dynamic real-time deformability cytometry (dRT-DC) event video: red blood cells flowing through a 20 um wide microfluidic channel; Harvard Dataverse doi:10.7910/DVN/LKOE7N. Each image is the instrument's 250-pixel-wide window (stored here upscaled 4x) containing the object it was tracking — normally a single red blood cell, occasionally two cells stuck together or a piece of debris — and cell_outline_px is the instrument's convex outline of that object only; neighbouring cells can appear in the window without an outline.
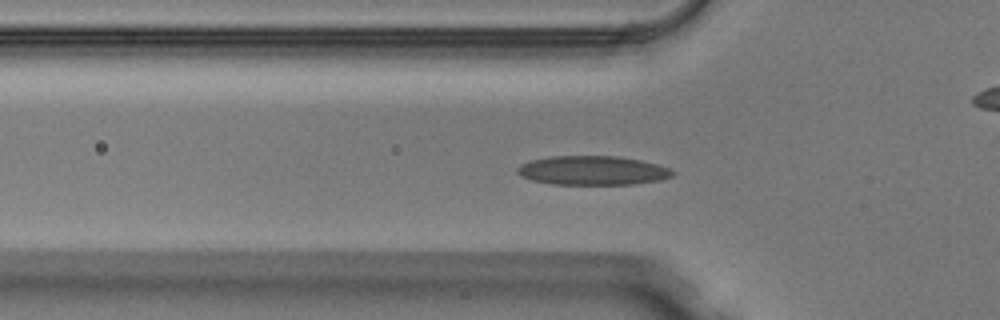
{"species": "Egyptian fruit bat (a non-hibernating species)", "species_latin": "Rousettus aegyptiacus", "temperature_condition": "warm", "stored_images_in_passage": 38, "camera_frame_rate_fps": 3000, "um_per_image_px": 0.085, "animal": {"sex": "male"}, "frame": {"image": 1, "passage_image": 4, "time_ms": 1.0, "image_size_px": [1000, 320], "cell_outline_px": [[676, 172], [672, 176], [660, 180], [632, 184], [552, 184], [532, 180], [520, 176], [516, 172], [516, 168], [520, 164], [532, 160], [552, 156], [616, 156], [640, 160], [656, 164], [668, 168]], "centroid_in_image_um": [50.34, 14.49], "position_along_channel_um": 75.5, "area_um2": 26.24}}
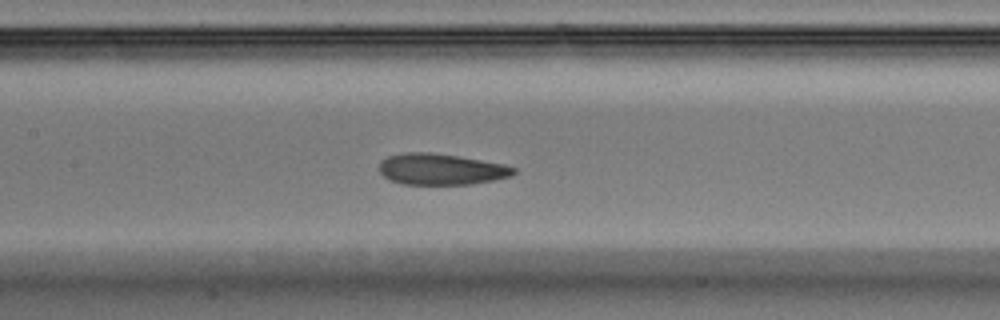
{"frame": {"image": 2, "passage_image": 11, "time_ms": 3.333, "image_size_px": [1000, 320], "cell_outline_px": [[516, 172], [512, 176], [496, 180], [472, 184], [400, 184], [384, 176], [380, 172], [380, 160], [388, 156], [404, 152], [432, 152], [460, 156], [504, 164], [516, 168]], "centroid_in_image_um": [37.51, 14.38], "position_along_channel_um": 169.9, "area_um2": 24.62}}
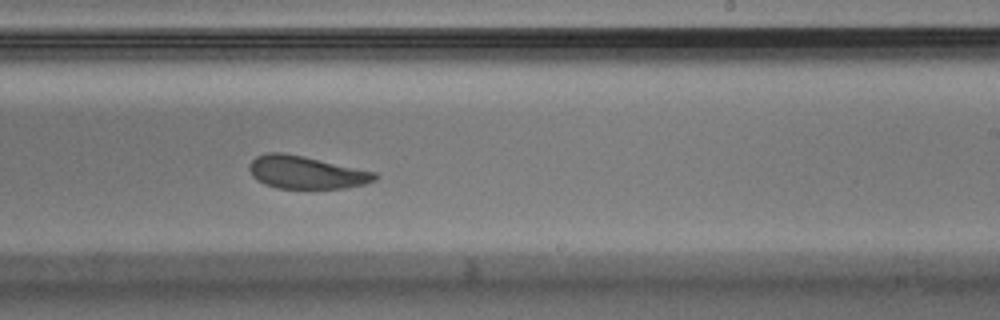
{"frame": {"image": 3, "passage_image": 18, "time_ms": 5.667, "image_size_px": [1000, 320], "cell_outline_px": [[380, 176], [376, 180], [364, 184], [344, 188], [276, 188], [264, 184], [256, 180], [252, 176], [248, 168], [252, 160], [256, 156], [268, 152], [280, 152], [304, 156], [376, 172]], "centroid_in_image_um": [26.01, 14.65], "position_along_channel_um": 263.0, "area_um2": 24.04}, "authors_computed_cell_mechanics": {"area_um2": 25.4898, "velocity_mm_per_s": 3.9929, "shape_relaxation_time_tau1_ms": 2.7901, "shape_relaxation_time_tau2_ms": 1.9764, "deformation_change_tau1": 0.1111, "deformation_change_tau2": 0.0863}}